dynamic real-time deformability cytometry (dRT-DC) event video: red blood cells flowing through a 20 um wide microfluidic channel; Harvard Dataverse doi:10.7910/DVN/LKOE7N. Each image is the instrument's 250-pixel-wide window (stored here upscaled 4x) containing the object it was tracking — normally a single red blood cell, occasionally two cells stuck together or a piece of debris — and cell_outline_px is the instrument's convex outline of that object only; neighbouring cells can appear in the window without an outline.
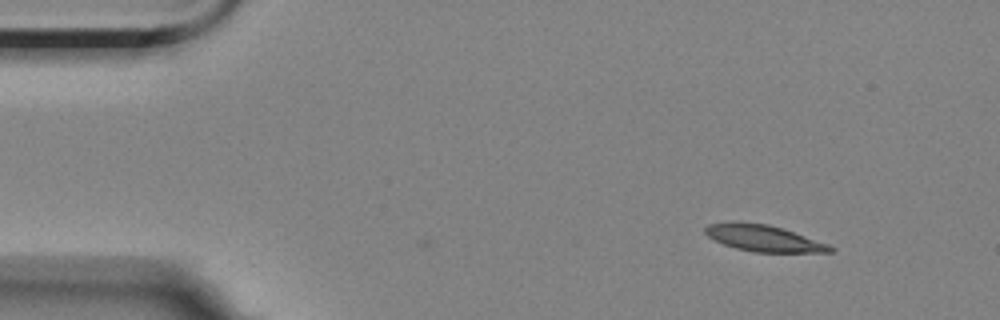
{"species": "Egyptian fruit bat (a non-hibernating species)", "species_latin": "Rousettus aegyptiacus", "temperature_condition": "room temperature", "stored_images_in_passage": 2, "camera_frame_rate_fps": 3000, "um_per_image_px": 0.085, "animal": {"sex": "female"}, "frame": {"image": 1, "passage_image": 2, "time_ms": 1.333, "image_size_px": [1000, 320], "cell_outline_px": [[836, 252], [752, 252], [736, 248], [724, 244], [708, 236], [704, 232], [704, 228], [708, 224], [728, 220], [740, 220], [768, 224], [828, 244], [836, 248]], "centroid_in_image_um": [64.85, 20.22], "position_along_channel_um": 20.2, "area_um2": 19.42}}